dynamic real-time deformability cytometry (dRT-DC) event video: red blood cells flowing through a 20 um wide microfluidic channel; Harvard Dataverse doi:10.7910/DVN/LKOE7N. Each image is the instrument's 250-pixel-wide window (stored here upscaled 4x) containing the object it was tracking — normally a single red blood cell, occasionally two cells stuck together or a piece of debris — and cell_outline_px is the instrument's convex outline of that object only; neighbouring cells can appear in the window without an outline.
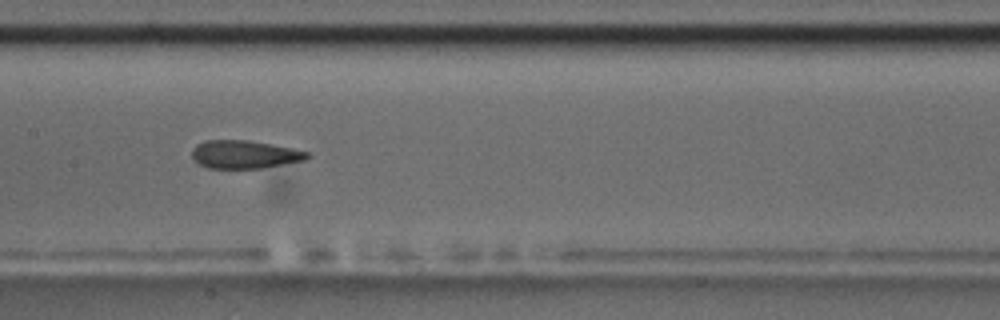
{"species": "common noctule bat (a hibernating species)", "species_latin": "Nyctalus noctula", "temperature_condition": "room temperature", "stored_images_in_passage": 6, "camera_frame_rate_fps": 3000, "um_per_image_px": 0.085, "animal": {"sex": "male", "body_mass_g": 17.5, "forearm_length_mm": 52.3}, "frame": {"image": 1, "passage_image": 5, "time_ms": 4.667, "image_size_px": [1000, 320], "cell_outline_px": [[312, 156], [304, 160], [260, 168], [208, 168], [200, 164], [192, 156], [192, 148], [196, 144], [204, 140], [248, 140], [292, 148], [308, 152]], "centroid_in_image_um": [20.77, 13.11], "position_along_channel_um": 186.6, "area_um2": 18.73}}